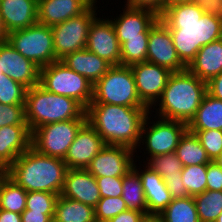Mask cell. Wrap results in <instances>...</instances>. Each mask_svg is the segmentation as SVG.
Returning <instances> with one entry per match:
<instances>
[{
  "mask_svg": "<svg viewBox=\"0 0 222 222\" xmlns=\"http://www.w3.org/2000/svg\"><path fill=\"white\" fill-rule=\"evenodd\" d=\"M159 19L169 28L181 62L188 67L199 49L222 38V15L197 3H180L167 7Z\"/></svg>",
  "mask_w": 222,
  "mask_h": 222,
  "instance_id": "obj_1",
  "label": "cell"
},
{
  "mask_svg": "<svg viewBox=\"0 0 222 222\" xmlns=\"http://www.w3.org/2000/svg\"><path fill=\"white\" fill-rule=\"evenodd\" d=\"M147 107L112 104H90L86 109L88 123L106 145L125 146L137 152Z\"/></svg>",
  "mask_w": 222,
  "mask_h": 222,
  "instance_id": "obj_2",
  "label": "cell"
},
{
  "mask_svg": "<svg viewBox=\"0 0 222 222\" xmlns=\"http://www.w3.org/2000/svg\"><path fill=\"white\" fill-rule=\"evenodd\" d=\"M67 170L63 159L42 155L30 147L16 158L5 174L27 192L60 195Z\"/></svg>",
  "mask_w": 222,
  "mask_h": 222,
  "instance_id": "obj_3",
  "label": "cell"
},
{
  "mask_svg": "<svg viewBox=\"0 0 222 222\" xmlns=\"http://www.w3.org/2000/svg\"><path fill=\"white\" fill-rule=\"evenodd\" d=\"M207 82L201 80L188 69L173 72L167 80L160 99L153 106L161 117L188 124L195 116L205 94ZM158 108H156V107Z\"/></svg>",
  "mask_w": 222,
  "mask_h": 222,
  "instance_id": "obj_4",
  "label": "cell"
},
{
  "mask_svg": "<svg viewBox=\"0 0 222 222\" xmlns=\"http://www.w3.org/2000/svg\"><path fill=\"white\" fill-rule=\"evenodd\" d=\"M25 119L31 133L42 125L87 119L86 109L75 99L53 94L39 84L27 89Z\"/></svg>",
  "mask_w": 222,
  "mask_h": 222,
  "instance_id": "obj_5",
  "label": "cell"
},
{
  "mask_svg": "<svg viewBox=\"0 0 222 222\" xmlns=\"http://www.w3.org/2000/svg\"><path fill=\"white\" fill-rule=\"evenodd\" d=\"M90 104L146 107L138 97L132 69L125 65H112L107 73L93 84Z\"/></svg>",
  "mask_w": 222,
  "mask_h": 222,
  "instance_id": "obj_6",
  "label": "cell"
},
{
  "mask_svg": "<svg viewBox=\"0 0 222 222\" xmlns=\"http://www.w3.org/2000/svg\"><path fill=\"white\" fill-rule=\"evenodd\" d=\"M39 85L50 93L75 99L85 109L93 98V84L61 60L40 68Z\"/></svg>",
  "mask_w": 222,
  "mask_h": 222,
  "instance_id": "obj_7",
  "label": "cell"
},
{
  "mask_svg": "<svg viewBox=\"0 0 222 222\" xmlns=\"http://www.w3.org/2000/svg\"><path fill=\"white\" fill-rule=\"evenodd\" d=\"M8 43L22 56L38 67L47 66L58 59L55 56L52 28L36 23L7 34Z\"/></svg>",
  "mask_w": 222,
  "mask_h": 222,
  "instance_id": "obj_8",
  "label": "cell"
},
{
  "mask_svg": "<svg viewBox=\"0 0 222 222\" xmlns=\"http://www.w3.org/2000/svg\"><path fill=\"white\" fill-rule=\"evenodd\" d=\"M151 112L154 111L151 110L143 122L141 138L137 149H140L145 144L141 149L146 147L144 149L147 152L144 151V154L148 153L150 157L175 152L181 137L188 130L187 124L161 117L151 122L149 121L151 120Z\"/></svg>",
  "mask_w": 222,
  "mask_h": 222,
  "instance_id": "obj_9",
  "label": "cell"
},
{
  "mask_svg": "<svg viewBox=\"0 0 222 222\" xmlns=\"http://www.w3.org/2000/svg\"><path fill=\"white\" fill-rule=\"evenodd\" d=\"M87 119H71L42 125L32 132L31 147L46 156L64 159Z\"/></svg>",
  "mask_w": 222,
  "mask_h": 222,
  "instance_id": "obj_10",
  "label": "cell"
},
{
  "mask_svg": "<svg viewBox=\"0 0 222 222\" xmlns=\"http://www.w3.org/2000/svg\"><path fill=\"white\" fill-rule=\"evenodd\" d=\"M96 4H92L80 15L51 27L55 56L58 60L69 53L86 48L89 28L98 14Z\"/></svg>",
  "mask_w": 222,
  "mask_h": 222,
  "instance_id": "obj_11",
  "label": "cell"
},
{
  "mask_svg": "<svg viewBox=\"0 0 222 222\" xmlns=\"http://www.w3.org/2000/svg\"><path fill=\"white\" fill-rule=\"evenodd\" d=\"M130 67L134 74L138 97L151 111L152 107L160 99L172 72L147 61Z\"/></svg>",
  "mask_w": 222,
  "mask_h": 222,
  "instance_id": "obj_12",
  "label": "cell"
},
{
  "mask_svg": "<svg viewBox=\"0 0 222 222\" xmlns=\"http://www.w3.org/2000/svg\"><path fill=\"white\" fill-rule=\"evenodd\" d=\"M147 62L164 67L172 73L187 69L177 55L169 28L160 19L150 28Z\"/></svg>",
  "mask_w": 222,
  "mask_h": 222,
  "instance_id": "obj_13",
  "label": "cell"
},
{
  "mask_svg": "<svg viewBox=\"0 0 222 222\" xmlns=\"http://www.w3.org/2000/svg\"><path fill=\"white\" fill-rule=\"evenodd\" d=\"M96 17L88 31L86 49L111 65H121V45L111 19Z\"/></svg>",
  "mask_w": 222,
  "mask_h": 222,
  "instance_id": "obj_14",
  "label": "cell"
},
{
  "mask_svg": "<svg viewBox=\"0 0 222 222\" xmlns=\"http://www.w3.org/2000/svg\"><path fill=\"white\" fill-rule=\"evenodd\" d=\"M135 152L125 146L105 145L86 170L95 178L125 176L133 168Z\"/></svg>",
  "mask_w": 222,
  "mask_h": 222,
  "instance_id": "obj_15",
  "label": "cell"
},
{
  "mask_svg": "<svg viewBox=\"0 0 222 222\" xmlns=\"http://www.w3.org/2000/svg\"><path fill=\"white\" fill-rule=\"evenodd\" d=\"M123 6L122 14L111 18L120 45L127 38L149 37L150 28L159 19V15L150 9Z\"/></svg>",
  "mask_w": 222,
  "mask_h": 222,
  "instance_id": "obj_16",
  "label": "cell"
},
{
  "mask_svg": "<svg viewBox=\"0 0 222 222\" xmlns=\"http://www.w3.org/2000/svg\"><path fill=\"white\" fill-rule=\"evenodd\" d=\"M105 145L102 137L87 121L78 131L63 161L68 169H86Z\"/></svg>",
  "mask_w": 222,
  "mask_h": 222,
  "instance_id": "obj_17",
  "label": "cell"
},
{
  "mask_svg": "<svg viewBox=\"0 0 222 222\" xmlns=\"http://www.w3.org/2000/svg\"><path fill=\"white\" fill-rule=\"evenodd\" d=\"M2 72L27 89L39 84L40 67L22 56L7 40L0 42Z\"/></svg>",
  "mask_w": 222,
  "mask_h": 222,
  "instance_id": "obj_18",
  "label": "cell"
},
{
  "mask_svg": "<svg viewBox=\"0 0 222 222\" xmlns=\"http://www.w3.org/2000/svg\"><path fill=\"white\" fill-rule=\"evenodd\" d=\"M60 196L96 207L101 199L95 177L86 169H68Z\"/></svg>",
  "mask_w": 222,
  "mask_h": 222,
  "instance_id": "obj_19",
  "label": "cell"
},
{
  "mask_svg": "<svg viewBox=\"0 0 222 222\" xmlns=\"http://www.w3.org/2000/svg\"><path fill=\"white\" fill-rule=\"evenodd\" d=\"M31 137L32 133L27 124L0 127V165L5 170L31 147Z\"/></svg>",
  "mask_w": 222,
  "mask_h": 222,
  "instance_id": "obj_20",
  "label": "cell"
},
{
  "mask_svg": "<svg viewBox=\"0 0 222 222\" xmlns=\"http://www.w3.org/2000/svg\"><path fill=\"white\" fill-rule=\"evenodd\" d=\"M38 0H0V17L8 34L38 23Z\"/></svg>",
  "mask_w": 222,
  "mask_h": 222,
  "instance_id": "obj_21",
  "label": "cell"
},
{
  "mask_svg": "<svg viewBox=\"0 0 222 222\" xmlns=\"http://www.w3.org/2000/svg\"><path fill=\"white\" fill-rule=\"evenodd\" d=\"M88 0H38V23L52 27L85 12Z\"/></svg>",
  "mask_w": 222,
  "mask_h": 222,
  "instance_id": "obj_22",
  "label": "cell"
},
{
  "mask_svg": "<svg viewBox=\"0 0 222 222\" xmlns=\"http://www.w3.org/2000/svg\"><path fill=\"white\" fill-rule=\"evenodd\" d=\"M137 160L133 163V169L139 174L147 202L148 214H160L172 201L171 194L166 187L163 178L143 164L137 166ZM141 170V171H140Z\"/></svg>",
  "mask_w": 222,
  "mask_h": 222,
  "instance_id": "obj_23",
  "label": "cell"
},
{
  "mask_svg": "<svg viewBox=\"0 0 222 222\" xmlns=\"http://www.w3.org/2000/svg\"><path fill=\"white\" fill-rule=\"evenodd\" d=\"M187 69L205 82L222 73V38L202 46Z\"/></svg>",
  "mask_w": 222,
  "mask_h": 222,
  "instance_id": "obj_24",
  "label": "cell"
},
{
  "mask_svg": "<svg viewBox=\"0 0 222 222\" xmlns=\"http://www.w3.org/2000/svg\"><path fill=\"white\" fill-rule=\"evenodd\" d=\"M61 61L71 70L83 75L92 84L102 78L112 66L105 59L86 48L67 54Z\"/></svg>",
  "mask_w": 222,
  "mask_h": 222,
  "instance_id": "obj_25",
  "label": "cell"
},
{
  "mask_svg": "<svg viewBox=\"0 0 222 222\" xmlns=\"http://www.w3.org/2000/svg\"><path fill=\"white\" fill-rule=\"evenodd\" d=\"M187 127L188 130L215 129L222 131V100L206 93Z\"/></svg>",
  "mask_w": 222,
  "mask_h": 222,
  "instance_id": "obj_26",
  "label": "cell"
},
{
  "mask_svg": "<svg viewBox=\"0 0 222 222\" xmlns=\"http://www.w3.org/2000/svg\"><path fill=\"white\" fill-rule=\"evenodd\" d=\"M53 222H96L95 208L59 195Z\"/></svg>",
  "mask_w": 222,
  "mask_h": 222,
  "instance_id": "obj_27",
  "label": "cell"
},
{
  "mask_svg": "<svg viewBox=\"0 0 222 222\" xmlns=\"http://www.w3.org/2000/svg\"><path fill=\"white\" fill-rule=\"evenodd\" d=\"M175 154L181 160L183 167L208 164L211 161L198 137L189 130L181 137Z\"/></svg>",
  "mask_w": 222,
  "mask_h": 222,
  "instance_id": "obj_28",
  "label": "cell"
},
{
  "mask_svg": "<svg viewBox=\"0 0 222 222\" xmlns=\"http://www.w3.org/2000/svg\"><path fill=\"white\" fill-rule=\"evenodd\" d=\"M122 199L125 201L127 209L148 214L147 202L139 174L132 168L123 176Z\"/></svg>",
  "mask_w": 222,
  "mask_h": 222,
  "instance_id": "obj_29",
  "label": "cell"
},
{
  "mask_svg": "<svg viewBox=\"0 0 222 222\" xmlns=\"http://www.w3.org/2000/svg\"><path fill=\"white\" fill-rule=\"evenodd\" d=\"M27 191L6 174L0 175V209L21 214L26 207Z\"/></svg>",
  "mask_w": 222,
  "mask_h": 222,
  "instance_id": "obj_30",
  "label": "cell"
},
{
  "mask_svg": "<svg viewBox=\"0 0 222 222\" xmlns=\"http://www.w3.org/2000/svg\"><path fill=\"white\" fill-rule=\"evenodd\" d=\"M159 215L164 222H200L192 196L172 199Z\"/></svg>",
  "mask_w": 222,
  "mask_h": 222,
  "instance_id": "obj_31",
  "label": "cell"
},
{
  "mask_svg": "<svg viewBox=\"0 0 222 222\" xmlns=\"http://www.w3.org/2000/svg\"><path fill=\"white\" fill-rule=\"evenodd\" d=\"M200 222H215L222 212V191L205 190L194 196Z\"/></svg>",
  "mask_w": 222,
  "mask_h": 222,
  "instance_id": "obj_32",
  "label": "cell"
},
{
  "mask_svg": "<svg viewBox=\"0 0 222 222\" xmlns=\"http://www.w3.org/2000/svg\"><path fill=\"white\" fill-rule=\"evenodd\" d=\"M143 163L152 171L157 172L162 178L182 177V163L175 152L163 155L146 157Z\"/></svg>",
  "mask_w": 222,
  "mask_h": 222,
  "instance_id": "obj_33",
  "label": "cell"
},
{
  "mask_svg": "<svg viewBox=\"0 0 222 222\" xmlns=\"http://www.w3.org/2000/svg\"><path fill=\"white\" fill-rule=\"evenodd\" d=\"M148 37L127 38L121 44V65L131 66L147 61Z\"/></svg>",
  "mask_w": 222,
  "mask_h": 222,
  "instance_id": "obj_34",
  "label": "cell"
},
{
  "mask_svg": "<svg viewBox=\"0 0 222 222\" xmlns=\"http://www.w3.org/2000/svg\"><path fill=\"white\" fill-rule=\"evenodd\" d=\"M181 174L189 196L194 197L206 190V164L183 167Z\"/></svg>",
  "mask_w": 222,
  "mask_h": 222,
  "instance_id": "obj_35",
  "label": "cell"
},
{
  "mask_svg": "<svg viewBox=\"0 0 222 222\" xmlns=\"http://www.w3.org/2000/svg\"><path fill=\"white\" fill-rule=\"evenodd\" d=\"M27 88L12 80L7 74L0 76V103L5 105H25Z\"/></svg>",
  "mask_w": 222,
  "mask_h": 222,
  "instance_id": "obj_36",
  "label": "cell"
},
{
  "mask_svg": "<svg viewBox=\"0 0 222 222\" xmlns=\"http://www.w3.org/2000/svg\"><path fill=\"white\" fill-rule=\"evenodd\" d=\"M58 196V194L44 191L27 192L25 210L43 212V214H55V205Z\"/></svg>",
  "mask_w": 222,
  "mask_h": 222,
  "instance_id": "obj_37",
  "label": "cell"
},
{
  "mask_svg": "<svg viewBox=\"0 0 222 222\" xmlns=\"http://www.w3.org/2000/svg\"><path fill=\"white\" fill-rule=\"evenodd\" d=\"M125 210L127 206L121 196L101 198L95 207V219L98 222H108Z\"/></svg>",
  "mask_w": 222,
  "mask_h": 222,
  "instance_id": "obj_38",
  "label": "cell"
},
{
  "mask_svg": "<svg viewBox=\"0 0 222 222\" xmlns=\"http://www.w3.org/2000/svg\"><path fill=\"white\" fill-rule=\"evenodd\" d=\"M189 131L198 137L211 161L222 152V131L215 129Z\"/></svg>",
  "mask_w": 222,
  "mask_h": 222,
  "instance_id": "obj_39",
  "label": "cell"
},
{
  "mask_svg": "<svg viewBox=\"0 0 222 222\" xmlns=\"http://www.w3.org/2000/svg\"><path fill=\"white\" fill-rule=\"evenodd\" d=\"M18 124H27L25 105H5L0 103V127Z\"/></svg>",
  "mask_w": 222,
  "mask_h": 222,
  "instance_id": "obj_40",
  "label": "cell"
},
{
  "mask_svg": "<svg viewBox=\"0 0 222 222\" xmlns=\"http://www.w3.org/2000/svg\"><path fill=\"white\" fill-rule=\"evenodd\" d=\"M101 198L118 197L122 195L123 176H105L95 178Z\"/></svg>",
  "mask_w": 222,
  "mask_h": 222,
  "instance_id": "obj_41",
  "label": "cell"
},
{
  "mask_svg": "<svg viewBox=\"0 0 222 222\" xmlns=\"http://www.w3.org/2000/svg\"><path fill=\"white\" fill-rule=\"evenodd\" d=\"M206 190L222 191V168L215 162L206 164Z\"/></svg>",
  "mask_w": 222,
  "mask_h": 222,
  "instance_id": "obj_42",
  "label": "cell"
},
{
  "mask_svg": "<svg viewBox=\"0 0 222 222\" xmlns=\"http://www.w3.org/2000/svg\"><path fill=\"white\" fill-rule=\"evenodd\" d=\"M163 180L172 199L185 198L189 196L187 188L183 185L181 177L163 178Z\"/></svg>",
  "mask_w": 222,
  "mask_h": 222,
  "instance_id": "obj_43",
  "label": "cell"
},
{
  "mask_svg": "<svg viewBox=\"0 0 222 222\" xmlns=\"http://www.w3.org/2000/svg\"><path fill=\"white\" fill-rule=\"evenodd\" d=\"M124 4L133 8L150 9L158 15L164 11V0H126Z\"/></svg>",
  "mask_w": 222,
  "mask_h": 222,
  "instance_id": "obj_44",
  "label": "cell"
},
{
  "mask_svg": "<svg viewBox=\"0 0 222 222\" xmlns=\"http://www.w3.org/2000/svg\"><path fill=\"white\" fill-rule=\"evenodd\" d=\"M55 214H43V212H32L24 210L21 213L22 222H53Z\"/></svg>",
  "mask_w": 222,
  "mask_h": 222,
  "instance_id": "obj_45",
  "label": "cell"
},
{
  "mask_svg": "<svg viewBox=\"0 0 222 222\" xmlns=\"http://www.w3.org/2000/svg\"><path fill=\"white\" fill-rule=\"evenodd\" d=\"M144 216L145 215L142 212L127 209L110 219L108 222H141Z\"/></svg>",
  "mask_w": 222,
  "mask_h": 222,
  "instance_id": "obj_46",
  "label": "cell"
},
{
  "mask_svg": "<svg viewBox=\"0 0 222 222\" xmlns=\"http://www.w3.org/2000/svg\"><path fill=\"white\" fill-rule=\"evenodd\" d=\"M207 93L216 99L222 100V73L207 82Z\"/></svg>",
  "mask_w": 222,
  "mask_h": 222,
  "instance_id": "obj_47",
  "label": "cell"
},
{
  "mask_svg": "<svg viewBox=\"0 0 222 222\" xmlns=\"http://www.w3.org/2000/svg\"><path fill=\"white\" fill-rule=\"evenodd\" d=\"M0 222H22L21 214L0 209Z\"/></svg>",
  "mask_w": 222,
  "mask_h": 222,
  "instance_id": "obj_48",
  "label": "cell"
},
{
  "mask_svg": "<svg viewBox=\"0 0 222 222\" xmlns=\"http://www.w3.org/2000/svg\"><path fill=\"white\" fill-rule=\"evenodd\" d=\"M222 0H194V3L199 4L207 9H218Z\"/></svg>",
  "mask_w": 222,
  "mask_h": 222,
  "instance_id": "obj_49",
  "label": "cell"
},
{
  "mask_svg": "<svg viewBox=\"0 0 222 222\" xmlns=\"http://www.w3.org/2000/svg\"><path fill=\"white\" fill-rule=\"evenodd\" d=\"M141 222H164V220L158 214H147L142 218Z\"/></svg>",
  "mask_w": 222,
  "mask_h": 222,
  "instance_id": "obj_50",
  "label": "cell"
},
{
  "mask_svg": "<svg viewBox=\"0 0 222 222\" xmlns=\"http://www.w3.org/2000/svg\"><path fill=\"white\" fill-rule=\"evenodd\" d=\"M192 2H194V0H164V10L167 7H170V6L175 5V4L192 3Z\"/></svg>",
  "mask_w": 222,
  "mask_h": 222,
  "instance_id": "obj_51",
  "label": "cell"
},
{
  "mask_svg": "<svg viewBox=\"0 0 222 222\" xmlns=\"http://www.w3.org/2000/svg\"><path fill=\"white\" fill-rule=\"evenodd\" d=\"M7 39V33L3 27L1 17H0V42L5 41Z\"/></svg>",
  "mask_w": 222,
  "mask_h": 222,
  "instance_id": "obj_52",
  "label": "cell"
},
{
  "mask_svg": "<svg viewBox=\"0 0 222 222\" xmlns=\"http://www.w3.org/2000/svg\"><path fill=\"white\" fill-rule=\"evenodd\" d=\"M212 161L222 168V152Z\"/></svg>",
  "mask_w": 222,
  "mask_h": 222,
  "instance_id": "obj_53",
  "label": "cell"
},
{
  "mask_svg": "<svg viewBox=\"0 0 222 222\" xmlns=\"http://www.w3.org/2000/svg\"><path fill=\"white\" fill-rule=\"evenodd\" d=\"M6 170L0 165V175L5 174Z\"/></svg>",
  "mask_w": 222,
  "mask_h": 222,
  "instance_id": "obj_54",
  "label": "cell"
},
{
  "mask_svg": "<svg viewBox=\"0 0 222 222\" xmlns=\"http://www.w3.org/2000/svg\"><path fill=\"white\" fill-rule=\"evenodd\" d=\"M215 222H222V212L219 214V216Z\"/></svg>",
  "mask_w": 222,
  "mask_h": 222,
  "instance_id": "obj_55",
  "label": "cell"
},
{
  "mask_svg": "<svg viewBox=\"0 0 222 222\" xmlns=\"http://www.w3.org/2000/svg\"><path fill=\"white\" fill-rule=\"evenodd\" d=\"M218 10H219L220 14L222 15V1H221L220 6L218 7Z\"/></svg>",
  "mask_w": 222,
  "mask_h": 222,
  "instance_id": "obj_56",
  "label": "cell"
},
{
  "mask_svg": "<svg viewBox=\"0 0 222 222\" xmlns=\"http://www.w3.org/2000/svg\"><path fill=\"white\" fill-rule=\"evenodd\" d=\"M91 4H94L96 3L97 1L96 0H88Z\"/></svg>",
  "mask_w": 222,
  "mask_h": 222,
  "instance_id": "obj_57",
  "label": "cell"
},
{
  "mask_svg": "<svg viewBox=\"0 0 222 222\" xmlns=\"http://www.w3.org/2000/svg\"><path fill=\"white\" fill-rule=\"evenodd\" d=\"M2 73H3V72H2V69H1V65H0V76H2Z\"/></svg>",
  "mask_w": 222,
  "mask_h": 222,
  "instance_id": "obj_58",
  "label": "cell"
}]
</instances>
